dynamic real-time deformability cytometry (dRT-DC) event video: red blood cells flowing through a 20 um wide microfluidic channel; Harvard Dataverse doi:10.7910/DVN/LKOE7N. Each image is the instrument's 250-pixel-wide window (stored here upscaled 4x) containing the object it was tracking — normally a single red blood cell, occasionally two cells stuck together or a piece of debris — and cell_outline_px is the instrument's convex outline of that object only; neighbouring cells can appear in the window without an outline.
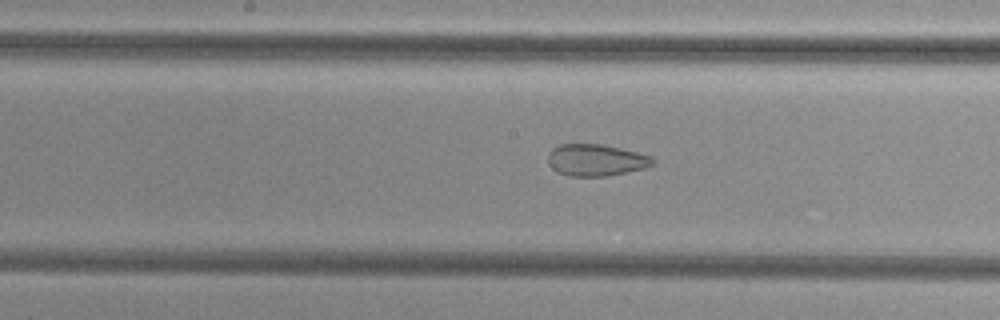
{"species": "common noctule bat (a hibernating species)", "species_latin": "Nyctalus noctula", "temperature_condition": "cold", "stored_images_in_passage": 54, "camera_frame_rate_fps": 3000, "um_per_image_px": 0.085, "animal": {"sex": "female", "body_mass_g": 29.2, "forearm_length_mm": 56.3}, "frame": {"image": 1, "passage_image": 29, "time_ms": 9.333, "image_size_px": [1000, 320], "cell_outline_px": [[656, 164], [644, 168], [604, 176], [568, 176], [556, 172], [548, 164], [548, 152], [552, 148], [560, 144], [600, 144], [620, 148], [652, 156], [656, 160]], "centroid_in_image_um": [50.64, 13.6], "position_along_channel_um": 197.6, "area_um2": 19.48}}
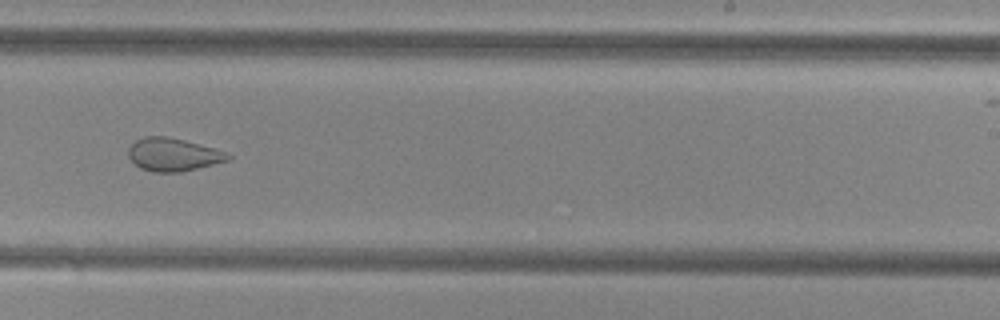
{"frame": {"image": 2, "passage_image": 35, "time_ms": 11.333, "image_size_px": [1000, 320], "cell_outline_px": [[232, 156], [228, 160], [180, 172], [152, 172], [140, 168], [128, 156], [128, 148], [136, 140], [144, 136], [164, 136], [184, 140], [228, 152]], "centroid_in_image_um": [14.7, 13.13], "position_along_channel_um": 274.3, "area_um2": 18.96}}
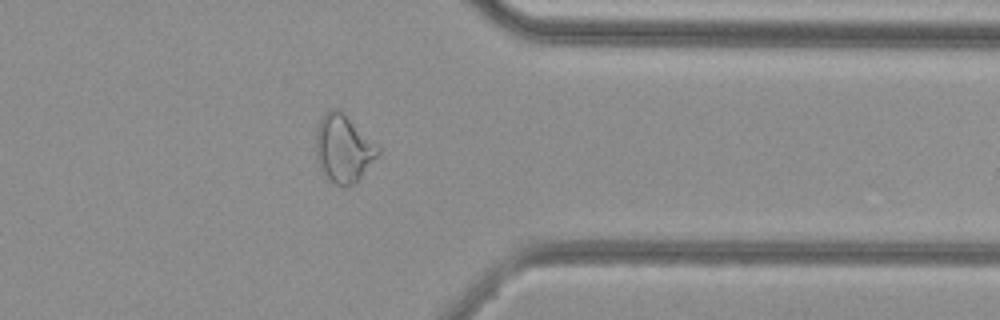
{"frame": {"image": 3, "passage_image": 44, "time_ms": 14.333, "image_size_px": [1000, 320], "cell_outline_px": [[380, 152], [360, 176], [352, 184], [344, 188], [340, 188], [320, 168], [316, 160], [316, 128], [324, 112], [332, 108], [336, 108], [344, 112], [380, 148]], "centroid_in_image_um": [29.16, 12.59], "position_along_channel_um": 382.2, "area_um2": 24.16}}